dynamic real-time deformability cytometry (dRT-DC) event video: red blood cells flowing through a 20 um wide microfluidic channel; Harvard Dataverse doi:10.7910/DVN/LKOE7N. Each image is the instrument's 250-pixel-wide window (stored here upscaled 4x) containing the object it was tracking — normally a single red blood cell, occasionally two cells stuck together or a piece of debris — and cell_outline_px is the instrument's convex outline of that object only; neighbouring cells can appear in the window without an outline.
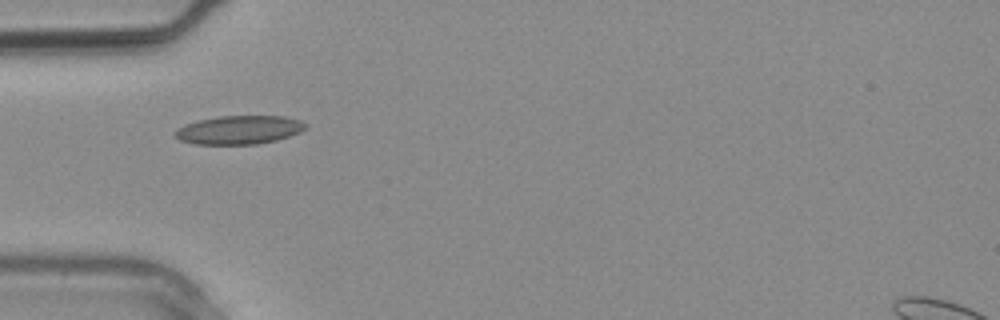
{"species": "common noctule bat (a hibernating species)", "species_latin": "Nyctalus noctula", "temperature_condition": "warm", "stored_images_in_passage": 3, "camera_frame_rate_fps": 3000, "um_per_image_px": 0.085, "animal": {"sex": "male", "body_mass_g": 20.4}, "frame": {"image": 1, "passage_image": 3, "time_ms": 0.667, "image_size_px": [1000, 320], "cell_outline_px": [[308, 128], [300, 132], [276, 140], [256, 144], [196, 144], [180, 140], [172, 136], [172, 132], [176, 128], [184, 124], [200, 120], [220, 116], [284, 116], [300, 120], [308, 124]], "centroid_in_image_um": [20.3, 11.04], "position_along_channel_um": 64.7, "area_um2": 21.91}}